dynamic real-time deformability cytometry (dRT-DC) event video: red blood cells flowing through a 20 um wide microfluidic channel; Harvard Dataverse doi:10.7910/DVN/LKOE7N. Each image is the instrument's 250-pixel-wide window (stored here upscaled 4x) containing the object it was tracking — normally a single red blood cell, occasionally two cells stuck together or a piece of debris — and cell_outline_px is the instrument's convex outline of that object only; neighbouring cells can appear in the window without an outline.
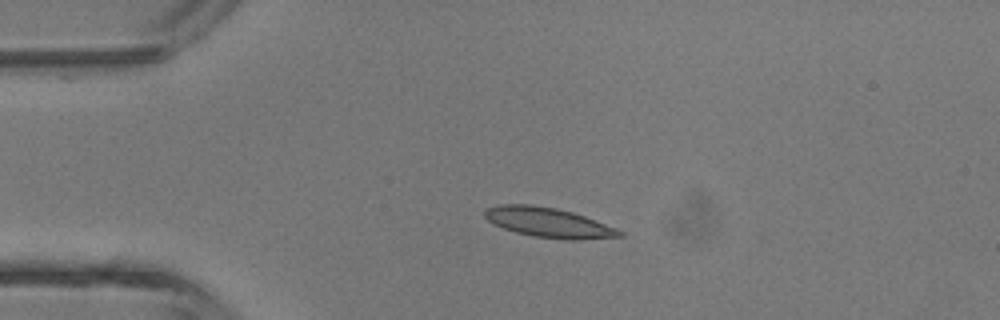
{"species": "common noctule bat (a hibernating species)", "species_latin": "Nyctalus noctula", "temperature_condition": "room temperature", "stored_images_in_passage": 4, "camera_frame_rate_fps": 3000, "um_per_image_px": 0.085, "animal": {"sex": "male", "body_mass_g": 13.3}, "frame": {"image": 1, "passage_image": 3, "time_ms": 2.333, "image_size_px": [1000, 320], "cell_outline_px": [[624, 236], [580, 240], [564, 240], [536, 236], [516, 232], [504, 228], [488, 220], [484, 216], [484, 212], [488, 208], [500, 204], [532, 204], [556, 208], [572, 212], [584, 216], [616, 228], [624, 232]], "centroid_in_image_um": [46.66, 18.91], "position_along_channel_um": 38.3, "area_um2": 23.24}}